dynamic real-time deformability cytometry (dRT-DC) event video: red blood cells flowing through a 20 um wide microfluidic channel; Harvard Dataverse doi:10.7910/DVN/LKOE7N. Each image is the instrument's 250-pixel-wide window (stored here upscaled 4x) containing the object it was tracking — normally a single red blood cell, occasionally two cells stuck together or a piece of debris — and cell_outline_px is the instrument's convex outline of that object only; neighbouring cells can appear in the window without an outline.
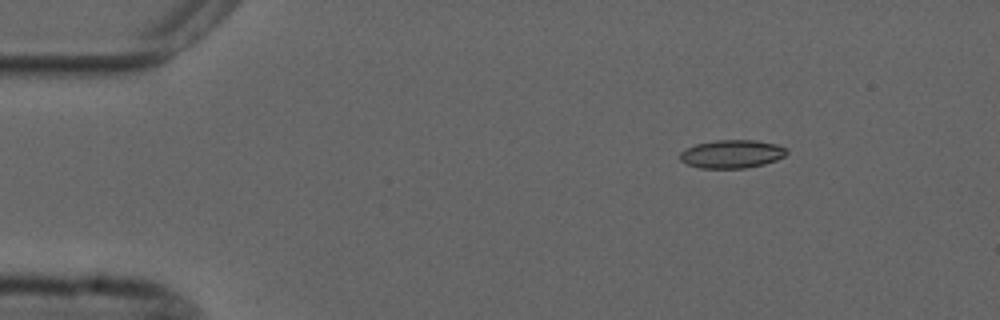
{"species": "common noctule bat (a hibernating species)", "species_latin": "Nyctalus noctula", "temperature_condition": "cold", "stored_images_in_passage": 3, "camera_frame_rate_fps": 3000, "um_per_image_px": 0.085, "animal": {"sex": "male", "forearm_length_mm": 52.5}, "frame": {"image": 1, "passage_image": 1, "time_ms": 0.0, "image_size_px": [1000, 320], "cell_outline_px": [[788, 152], [784, 156], [776, 160], [764, 164], [744, 168], [700, 168], [688, 164], [680, 160], [680, 152], [684, 148], [696, 144], [716, 140], [756, 140], [776, 144], [788, 148]], "centroid_in_image_um": [62.21, 13.08], "position_along_channel_um": 22.8, "area_um2": 17.63}}
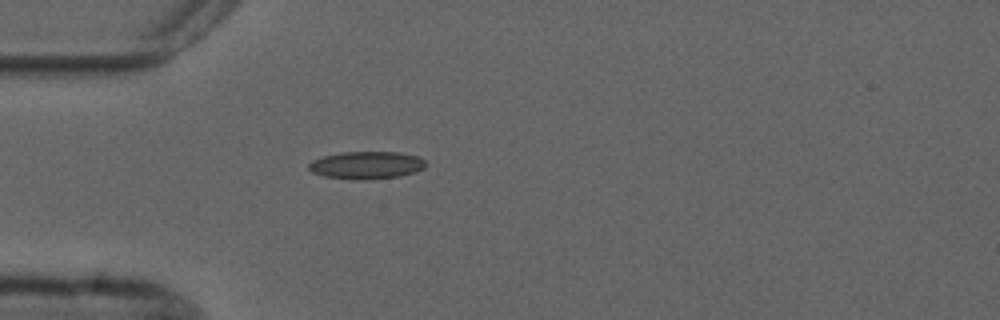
{"frame": {"image": 2, "passage_image": 3, "time_ms": 2.667, "image_size_px": [1000, 320], "cell_outline_px": [[428, 164], [424, 168], [416, 172], [400, 176], [364, 180], [360, 180], [324, 176], [312, 172], [308, 168], [308, 164], [312, 160], [324, 156], [344, 152], [400, 152], [416, 156], [424, 160]], "centroid_in_image_um": [31.17, 14.04], "position_along_channel_um": 53.8, "area_um2": 18.79}}